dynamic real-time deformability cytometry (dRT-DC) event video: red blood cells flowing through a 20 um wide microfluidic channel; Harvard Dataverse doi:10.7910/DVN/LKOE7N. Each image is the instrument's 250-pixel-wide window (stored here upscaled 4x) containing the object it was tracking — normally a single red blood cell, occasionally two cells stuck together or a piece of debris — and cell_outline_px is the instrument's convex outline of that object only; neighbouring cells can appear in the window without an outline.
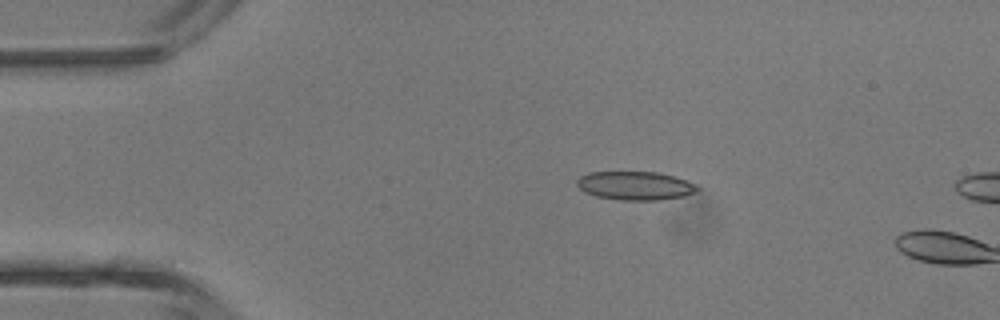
{"species": "common noctule bat (a hibernating species)", "species_latin": "Nyctalus noctula", "temperature_condition": "room temperature", "stored_images_in_passage": 3, "camera_frame_rate_fps": 3000, "um_per_image_px": 0.085, "animal": {"sex": "male", "body_mass_g": 13.3}, "frame": {"image": 1, "passage_image": 2, "time_ms": 2.333, "image_size_px": [1000, 320], "cell_outline_px": [[700, 188], [696, 192], [684, 196], [660, 200], [620, 200], [596, 196], [584, 192], [576, 184], [576, 180], [580, 176], [588, 172], [656, 172], [672, 176], [696, 184]], "centroid_in_image_um": [53.97, 15.79], "position_along_channel_um": 31.0, "area_um2": 20.06}}